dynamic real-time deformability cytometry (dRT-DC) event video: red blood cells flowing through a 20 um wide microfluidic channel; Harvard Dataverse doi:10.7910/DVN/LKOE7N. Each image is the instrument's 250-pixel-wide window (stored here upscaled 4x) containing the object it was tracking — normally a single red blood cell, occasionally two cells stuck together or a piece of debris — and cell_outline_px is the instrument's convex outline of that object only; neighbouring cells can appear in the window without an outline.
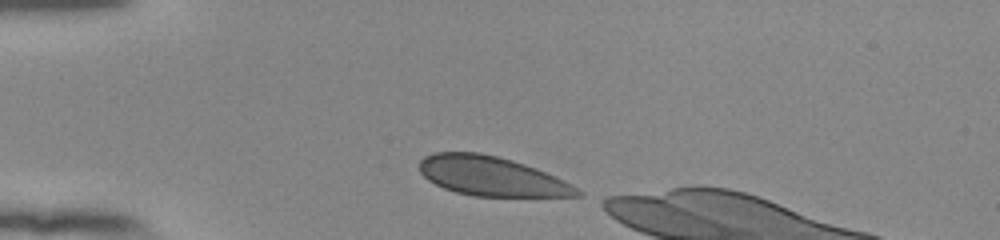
{"species": "human", "species_latin": "Homo sapiens", "temperature_condition": "room temperature", "stored_images_in_passage": 34, "camera_frame_rate_fps": 3000, "um_per_image_px": 0.085, "donor": {"sex": "female"}, "frame": {"image": 1, "passage_image": 1, "time_ms": 0.0, "image_size_px": [1000, 240], "cell_outline_px": [[584, 196], [472, 196], [456, 192], [444, 188], [428, 180], [420, 172], [420, 160], [424, 156], [436, 152], [480, 152], [512, 160], [536, 168], [572, 184], [584, 192]], "centroid_in_image_um": [41.79, 14.98], "position_along_channel_um": 43.2, "area_um2": 36.13}}
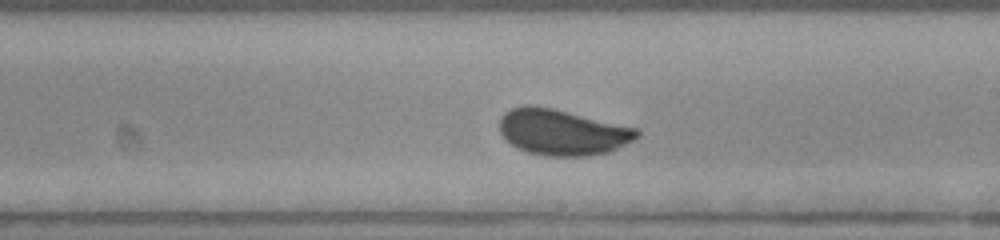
{"frame": {"image": 2, "passage_image": 19, "time_ms": 6.0, "image_size_px": [1000, 240], "cell_outline_px": [[640, 136], [608, 152], [588, 156], [548, 156], [528, 152], [516, 148], [500, 132], [500, 116], [504, 112], [512, 108], [528, 104], [552, 108], [640, 128]], "centroid_in_image_um": [47.81, 11.22], "position_along_channel_um": 241.2, "area_um2": 36.76}}
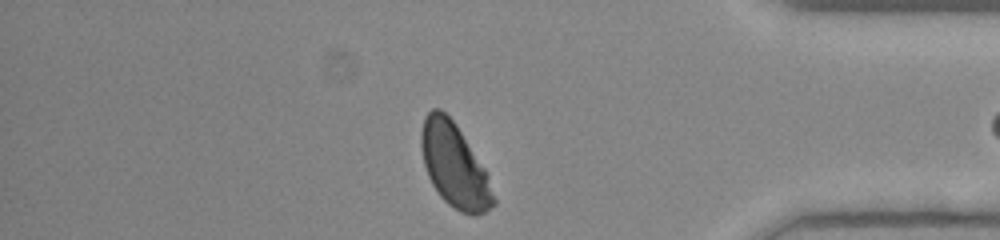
{"frame": {"image": 3, "passage_image": 33, "time_ms": 10.667, "image_size_px": [1000, 240], "cell_outline_px": [[496, 204], [484, 212], [476, 216], [472, 216], [460, 212], [448, 204], [440, 196], [432, 184], [428, 176], [424, 164], [420, 148], [420, 132], [424, 116], [432, 108], [440, 108], [456, 124], [488, 172], [496, 200]], "centroid_in_image_um": [38.63, 14.08], "position_along_channel_um": 396.6, "area_um2": 35.72}}